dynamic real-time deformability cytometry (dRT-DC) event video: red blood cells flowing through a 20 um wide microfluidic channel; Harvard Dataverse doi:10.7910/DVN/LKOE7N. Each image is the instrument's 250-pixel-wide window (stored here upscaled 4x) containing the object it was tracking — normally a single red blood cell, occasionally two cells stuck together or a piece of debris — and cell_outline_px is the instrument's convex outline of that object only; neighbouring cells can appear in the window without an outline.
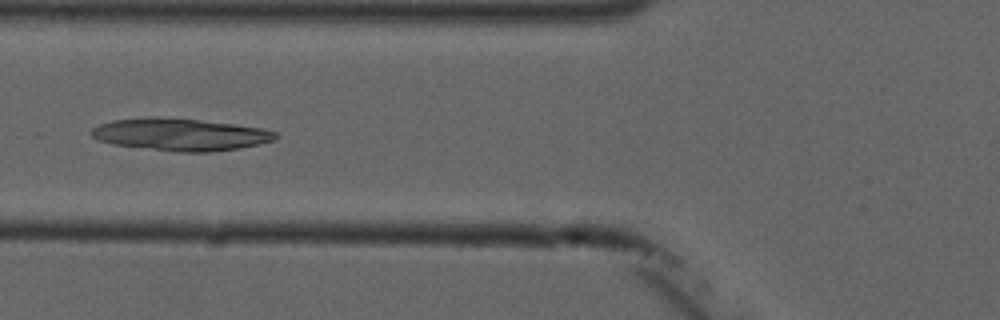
{"species": "common noctule bat (a hibernating species)", "species_latin": "Nyctalus noctula", "temperature_condition": "cold", "stored_images_in_passage": 7, "camera_frame_rate_fps": 3000, "um_per_image_px": 0.085, "animal": {"sex": "male", "forearm_length_mm": 52.5}, "frame": {"image": 1, "passage_image": 4, "time_ms": 4.333, "image_size_px": [1000, 320], "cell_outline_px": [[280, 136], [276, 140], [260, 144], [240, 148], [208, 152], [180, 152], [112, 144], [100, 140], [92, 136], [92, 128], [100, 124], [112, 120], [148, 116], [156, 116], [196, 120], [232, 124], [260, 128], [276, 132]], "centroid_in_image_um": [15.34, 11.43], "position_along_channel_um": 110.5, "area_um2": 34.45}}
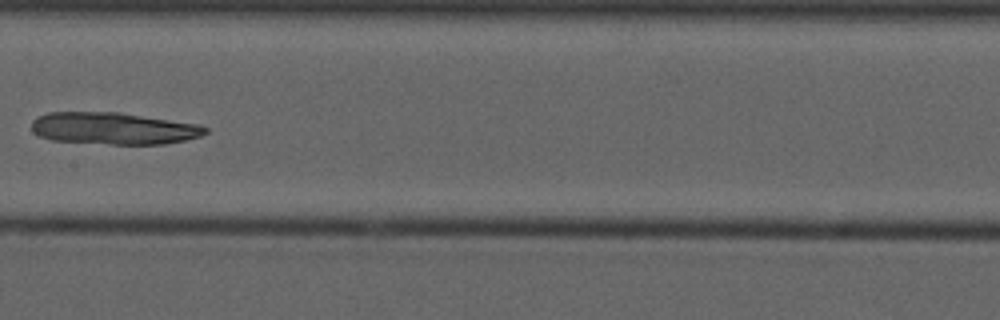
{"frame": {"image": 2, "passage_image": 6, "time_ms": 6.667, "image_size_px": [1000, 320], "cell_outline_px": [[208, 132], [200, 136], [184, 140], [164, 144], [112, 144], [52, 140], [40, 136], [32, 132], [32, 120], [36, 116], [48, 112], [116, 112], [200, 124], [208, 128]], "centroid_in_image_um": [9.63, 10.91], "position_along_channel_um": 197.8, "area_um2": 32.37}}
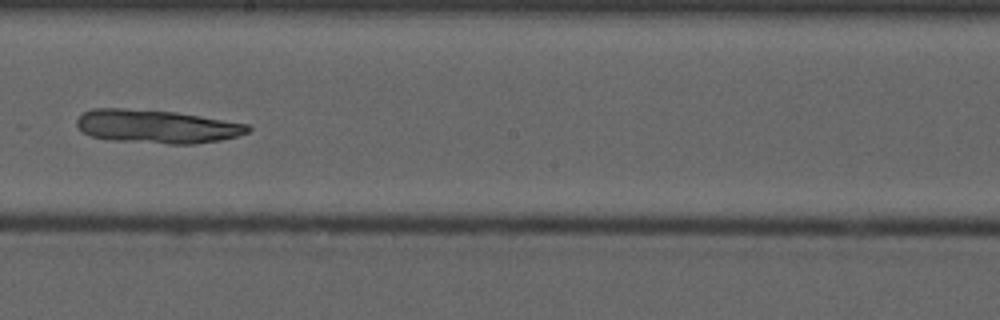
{"frame": {"image": 3, "passage_image": 7, "time_ms": 7.667, "image_size_px": [1000, 320], "cell_outline_px": [[252, 128], [248, 132], [236, 136], [220, 140], [196, 144], [168, 144], [112, 140], [92, 136], [84, 132], [76, 124], [76, 120], [84, 112], [92, 108], [120, 108], [176, 112], [248, 124]], "centroid_in_image_um": [13.33, 10.75], "position_along_channel_um": 234.9, "area_um2": 33.18}}